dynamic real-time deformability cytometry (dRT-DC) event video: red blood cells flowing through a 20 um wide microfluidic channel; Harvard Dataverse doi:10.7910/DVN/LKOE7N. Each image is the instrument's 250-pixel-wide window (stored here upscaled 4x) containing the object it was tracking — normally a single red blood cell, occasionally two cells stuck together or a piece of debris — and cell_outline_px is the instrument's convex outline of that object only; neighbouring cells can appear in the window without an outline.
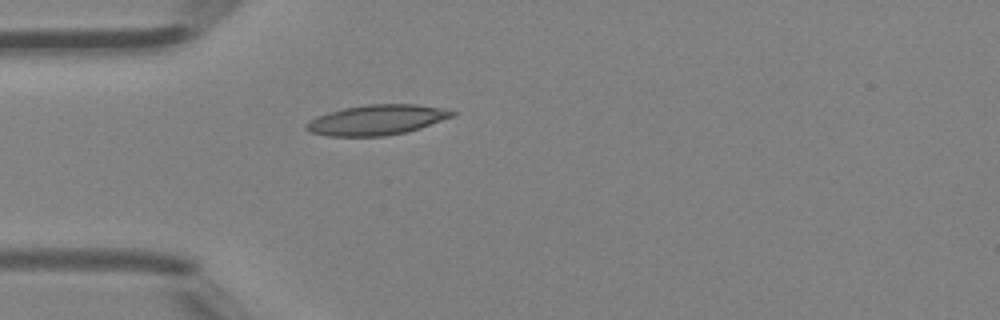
{"species": "Egyptian fruit bat (a non-hibernating species)", "species_latin": "Rousettus aegyptiacus", "temperature_condition": "room temperature", "stored_images_in_passage": 3, "camera_frame_rate_fps": 3000, "um_per_image_px": 0.085, "animal": {"sex": "female"}, "frame": {"image": 1, "passage_image": 3, "time_ms": 0.667, "image_size_px": [1000, 320], "cell_outline_px": [[456, 112], [452, 116], [420, 128], [404, 132], [384, 136], [328, 136], [312, 132], [304, 128], [304, 124], [308, 120], [316, 116], [328, 112], [344, 108], [368, 104], [416, 104], [440, 108]], "centroid_in_image_um": [31.95, 10.19], "position_along_channel_um": 53.0, "area_um2": 25.43}}